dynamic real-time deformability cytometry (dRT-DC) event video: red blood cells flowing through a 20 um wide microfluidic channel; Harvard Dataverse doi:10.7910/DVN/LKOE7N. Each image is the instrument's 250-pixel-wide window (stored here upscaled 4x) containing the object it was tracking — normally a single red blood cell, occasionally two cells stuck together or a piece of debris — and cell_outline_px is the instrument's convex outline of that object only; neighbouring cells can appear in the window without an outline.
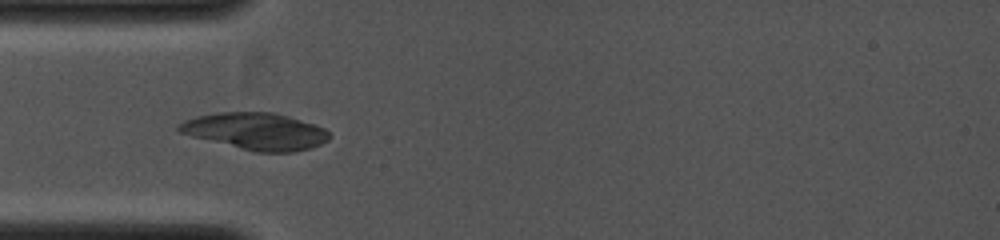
{"species": "common noctule bat (a hibernating species)", "species_latin": "Nyctalus noctula", "temperature_condition": "cold", "stored_images_in_passage": 21, "camera_frame_rate_fps": 4000, "um_per_image_px": 0.085, "animal": {"sex": "female", "body_mass_g": 19.0, "forearm_length_mm": 53.3}, "frame": {"image": 1, "passage_image": 4, "time_ms": 0.75, "image_size_px": [1000, 240], "cell_outline_px": [[332, 136], [328, 140], [320, 144], [308, 148], [292, 152], [256, 152], [192, 136], [180, 132], [176, 128], [176, 124], [184, 120], [196, 116], [216, 112], [272, 112], [288, 116], [324, 128]], "centroid_in_image_um": [21.71, 11.15], "position_along_channel_um": 63.3, "area_um2": 32.08}}